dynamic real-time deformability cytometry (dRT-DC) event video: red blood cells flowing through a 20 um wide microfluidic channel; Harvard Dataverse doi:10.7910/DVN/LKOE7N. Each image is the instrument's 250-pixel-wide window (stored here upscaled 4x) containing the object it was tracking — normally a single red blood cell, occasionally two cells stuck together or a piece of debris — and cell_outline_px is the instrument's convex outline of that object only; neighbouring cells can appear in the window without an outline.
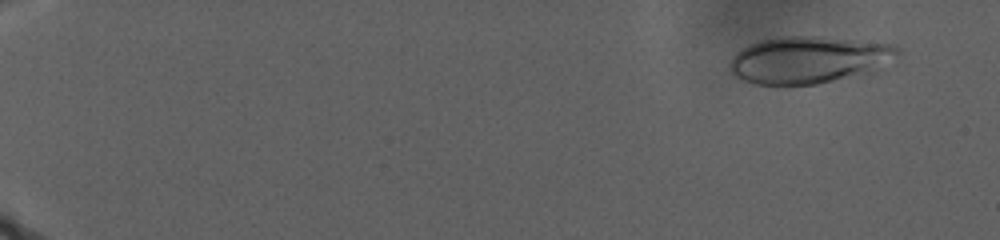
{"species": "human", "species_latin": "Homo sapiens", "temperature_condition": "warm", "stored_images_in_passage": 154, "camera_frame_rate_fps": 3000, "um_per_image_px": 0.085, "donor": {"sex": "male"}, "frame": {"image": 1, "passage_image": 2, "time_ms": 0.333, "image_size_px": [1000, 240], "cell_outline_px": [[900, 56], [872, 76], [816, 84], [784, 88], [756, 84], [732, 76], [728, 72], [728, 64], [732, 56], [736, 52], [748, 44], [760, 40], [780, 36], [820, 36], [892, 44], [900, 48]], "centroid_in_image_um": [68.8, 5.14], "position_along_channel_um": 16.2, "area_um2": 48.55}}
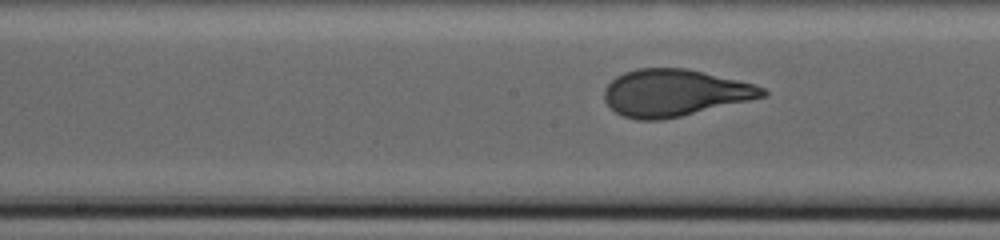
{"frame": {"image": 2, "passage_image": 110, "time_ms": 17.0, "image_size_px": [1000, 240], "cell_outline_px": [[768, 96], [680, 116], [660, 120], [636, 120], [624, 116], [616, 112], [604, 100], [604, 88], [616, 76], [624, 72], [636, 68], [688, 68], [756, 84], [764, 88], [768, 92]], "centroid_in_image_um": [57.35, 7.88], "position_along_channel_um": 190.8, "area_um2": 43.35}}
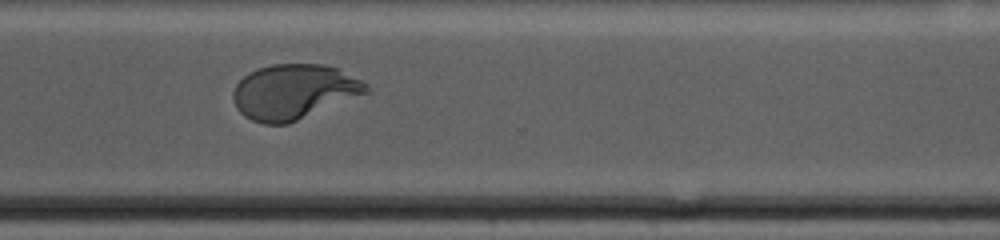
{"frame": {"image": 3, "passage_image": 153, "time_ms": 24.0, "image_size_px": [1000, 240], "cell_outline_px": [[372, 92], [288, 124], [264, 124], [252, 120], [244, 116], [236, 108], [232, 96], [232, 92], [236, 84], [248, 72], [256, 68], [272, 64], [324, 64], [336, 68], [360, 80]], "centroid_in_image_um": [24.96, 7.81], "position_along_channel_um": 345.6, "area_um2": 42.83}}